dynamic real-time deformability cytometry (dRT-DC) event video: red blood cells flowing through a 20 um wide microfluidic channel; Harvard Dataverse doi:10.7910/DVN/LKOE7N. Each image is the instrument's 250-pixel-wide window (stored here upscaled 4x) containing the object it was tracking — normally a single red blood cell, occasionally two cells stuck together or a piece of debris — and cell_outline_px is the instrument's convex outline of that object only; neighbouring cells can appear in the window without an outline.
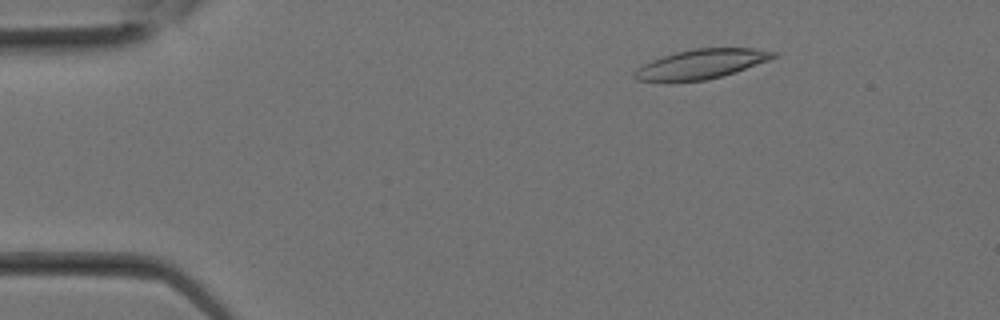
{"species": "Egyptian fruit bat (a non-hibernating species)", "species_latin": "Rousettus aegyptiacus", "temperature_condition": "room temperature", "stored_images_in_passage": 5, "camera_frame_rate_fps": 3000, "um_per_image_px": 0.085, "animal": {"sex": "female"}, "frame": {"image": 1, "passage_image": 1, "time_ms": 0.0, "image_size_px": [1000, 320], "cell_outline_px": [[780, 56], [736, 72], [704, 80], [636, 80], [632, 76], [644, 64], [652, 60], [676, 52], [692, 48], [752, 48], [776, 52]], "centroid_in_image_um": [59.7, 5.41], "position_along_channel_um": 25.3, "area_um2": 23.29}}
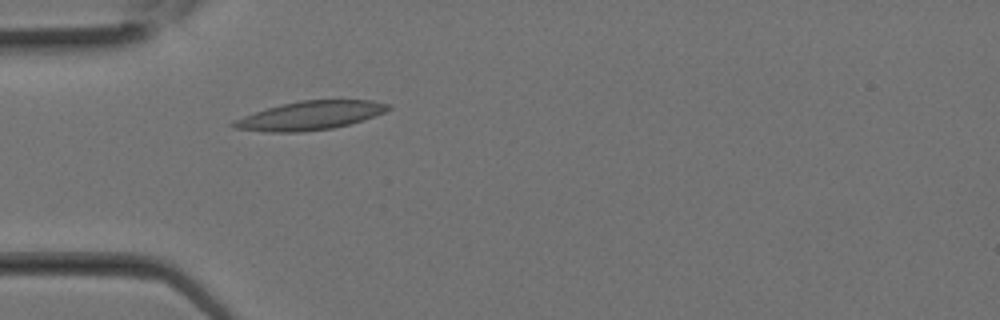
{"frame": {"image": 2, "passage_image": 5, "time_ms": 1.333, "image_size_px": [1000, 320], "cell_outline_px": [[392, 108], [384, 112], [348, 124], [332, 128], [300, 132], [268, 132], [232, 128], [228, 124], [232, 120], [280, 104], [300, 100], [372, 100], [392, 104]], "centroid_in_image_um": [26.32, 9.82], "position_along_channel_um": 58.7, "area_um2": 25.78}}